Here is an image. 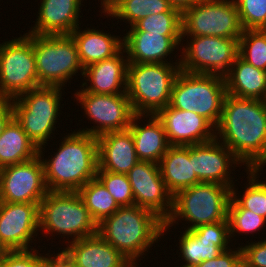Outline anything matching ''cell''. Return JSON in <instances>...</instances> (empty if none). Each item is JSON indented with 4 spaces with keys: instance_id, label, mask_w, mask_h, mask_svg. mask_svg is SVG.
Masks as SVG:
<instances>
[{
    "instance_id": "6da1fadb",
    "label": "cell",
    "mask_w": 266,
    "mask_h": 267,
    "mask_svg": "<svg viewBox=\"0 0 266 267\" xmlns=\"http://www.w3.org/2000/svg\"><path fill=\"white\" fill-rule=\"evenodd\" d=\"M215 138L244 166L246 164V169L263 168L266 165V100L226 94Z\"/></svg>"
},
{
    "instance_id": "7a4b0ae2",
    "label": "cell",
    "mask_w": 266,
    "mask_h": 267,
    "mask_svg": "<svg viewBox=\"0 0 266 267\" xmlns=\"http://www.w3.org/2000/svg\"><path fill=\"white\" fill-rule=\"evenodd\" d=\"M54 156L44 159L38 150L48 191L77 192L96 178L98 169L97 137L75 131L63 137ZM43 158V159H42Z\"/></svg>"
},
{
    "instance_id": "3957f363",
    "label": "cell",
    "mask_w": 266,
    "mask_h": 267,
    "mask_svg": "<svg viewBox=\"0 0 266 267\" xmlns=\"http://www.w3.org/2000/svg\"><path fill=\"white\" fill-rule=\"evenodd\" d=\"M163 229V220L137 205L119 207L97 225V233L132 264L160 241Z\"/></svg>"
},
{
    "instance_id": "277c9868",
    "label": "cell",
    "mask_w": 266,
    "mask_h": 267,
    "mask_svg": "<svg viewBox=\"0 0 266 267\" xmlns=\"http://www.w3.org/2000/svg\"><path fill=\"white\" fill-rule=\"evenodd\" d=\"M174 63L128 64L127 96L134 114L155 115L171 99L172 86L181 71Z\"/></svg>"
},
{
    "instance_id": "5b68a950",
    "label": "cell",
    "mask_w": 266,
    "mask_h": 267,
    "mask_svg": "<svg viewBox=\"0 0 266 267\" xmlns=\"http://www.w3.org/2000/svg\"><path fill=\"white\" fill-rule=\"evenodd\" d=\"M230 198L231 187L214 182H200L179 191L173 196V210L163 232L181 219L190 223L186 230L227 220Z\"/></svg>"
},
{
    "instance_id": "8992f818",
    "label": "cell",
    "mask_w": 266,
    "mask_h": 267,
    "mask_svg": "<svg viewBox=\"0 0 266 267\" xmlns=\"http://www.w3.org/2000/svg\"><path fill=\"white\" fill-rule=\"evenodd\" d=\"M41 230L45 235L56 233L61 238L71 237L70 242H74L97 234V223L78 192L48 191L39 205Z\"/></svg>"
},
{
    "instance_id": "52a82bcc",
    "label": "cell",
    "mask_w": 266,
    "mask_h": 267,
    "mask_svg": "<svg viewBox=\"0 0 266 267\" xmlns=\"http://www.w3.org/2000/svg\"><path fill=\"white\" fill-rule=\"evenodd\" d=\"M226 94L225 77L180 71L172 86L169 105L199 114L216 128Z\"/></svg>"
},
{
    "instance_id": "ba28073f",
    "label": "cell",
    "mask_w": 266,
    "mask_h": 267,
    "mask_svg": "<svg viewBox=\"0 0 266 267\" xmlns=\"http://www.w3.org/2000/svg\"><path fill=\"white\" fill-rule=\"evenodd\" d=\"M62 90L57 86H39L11 100L13 117L38 150H45V143L56 129Z\"/></svg>"
},
{
    "instance_id": "9c48e42d",
    "label": "cell",
    "mask_w": 266,
    "mask_h": 267,
    "mask_svg": "<svg viewBox=\"0 0 266 267\" xmlns=\"http://www.w3.org/2000/svg\"><path fill=\"white\" fill-rule=\"evenodd\" d=\"M30 41L40 86L63 87L78 70L84 75L76 44L70 35L30 34Z\"/></svg>"
},
{
    "instance_id": "30bf717a",
    "label": "cell",
    "mask_w": 266,
    "mask_h": 267,
    "mask_svg": "<svg viewBox=\"0 0 266 267\" xmlns=\"http://www.w3.org/2000/svg\"><path fill=\"white\" fill-rule=\"evenodd\" d=\"M39 86L30 34L0 43V99L13 100Z\"/></svg>"
},
{
    "instance_id": "8fae6325",
    "label": "cell",
    "mask_w": 266,
    "mask_h": 267,
    "mask_svg": "<svg viewBox=\"0 0 266 267\" xmlns=\"http://www.w3.org/2000/svg\"><path fill=\"white\" fill-rule=\"evenodd\" d=\"M243 29L234 0H201L182 11L185 36H215L237 39Z\"/></svg>"
},
{
    "instance_id": "7c38bea8",
    "label": "cell",
    "mask_w": 266,
    "mask_h": 267,
    "mask_svg": "<svg viewBox=\"0 0 266 267\" xmlns=\"http://www.w3.org/2000/svg\"><path fill=\"white\" fill-rule=\"evenodd\" d=\"M181 44V71L225 77L239 55L238 40L215 36H187ZM191 39V40H190ZM183 54V55H182ZM183 56V57H182Z\"/></svg>"
},
{
    "instance_id": "4fadbf2b",
    "label": "cell",
    "mask_w": 266,
    "mask_h": 267,
    "mask_svg": "<svg viewBox=\"0 0 266 267\" xmlns=\"http://www.w3.org/2000/svg\"><path fill=\"white\" fill-rule=\"evenodd\" d=\"M74 96L84 108L85 117L97 124L78 131L95 137L127 130L135 115L127 94H94L81 89Z\"/></svg>"
},
{
    "instance_id": "5bb4252c",
    "label": "cell",
    "mask_w": 266,
    "mask_h": 267,
    "mask_svg": "<svg viewBox=\"0 0 266 267\" xmlns=\"http://www.w3.org/2000/svg\"><path fill=\"white\" fill-rule=\"evenodd\" d=\"M47 193L44 167L39 155L0 169V201L36 203L39 206Z\"/></svg>"
},
{
    "instance_id": "9a60e30c",
    "label": "cell",
    "mask_w": 266,
    "mask_h": 267,
    "mask_svg": "<svg viewBox=\"0 0 266 267\" xmlns=\"http://www.w3.org/2000/svg\"><path fill=\"white\" fill-rule=\"evenodd\" d=\"M126 175L135 205L152 211L165 222L173 210V195L162 179L159 164L138 161Z\"/></svg>"
},
{
    "instance_id": "2e32d148",
    "label": "cell",
    "mask_w": 266,
    "mask_h": 267,
    "mask_svg": "<svg viewBox=\"0 0 266 267\" xmlns=\"http://www.w3.org/2000/svg\"><path fill=\"white\" fill-rule=\"evenodd\" d=\"M229 239L228 219L185 230L179 240V250L186 263L180 267H196L202 261L219 257L229 249Z\"/></svg>"
},
{
    "instance_id": "e0dca14e",
    "label": "cell",
    "mask_w": 266,
    "mask_h": 267,
    "mask_svg": "<svg viewBox=\"0 0 266 267\" xmlns=\"http://www.w3.org/2000/svg\"><path fill=\"white\" fill-rule=\"evenodd\" d=\"M39 231V206L36 203L0 201V239L10 250H31ZM31 240V241H30Z\"/></svg>"
},
{
    "instance_id": "ac0fdd59",
    "label": "cell",
    "mask_w": 266,
    "mask_h": 267,
    "mask_svg": "<svg viewBox=\"0 0 266 267\" xmlns=\"http://www.w3.org/2000/svg\"><path fill=\"white\" fill-rule=\"evenodd\" d=\"M155 115L164 126L170 146H190L215 138V128L194 112L179 110L168 104Z\"/></svg>"
},
{
    "instance_id": "d6986e66",
    "label": "cell",
    "mask_w": 266,
    "mask_h": 267,
    "mask_svg": "<svg viewBox=\"0 0 266 267\" xmlns=\"http://www.w3.org/2000/svg\"><path fill=\"white\" fill-rule=\"evenodd\" d=\"M232 164L243 165L233 152L216 138L192 145V166L200 182H214L232 188L235 186L232 180L234 178L230 175V168H235Z\"/></svg>"
},
{
    "instance_id": "ffe728a7",
    "label": "cell",
    "mask_w": 266,
    "mask_h": 267,
    "mask_svg": "<svg viewBox=\"0 0 266 267\" xmlns=\"http://www.w3.org/2000/svg\"><path fill=\"white\" fill-rule=\"evenodd\" d=\"M122 39L129 64L171 63L165 58L183 42L182 36H163L161 33L139 31L135 26L130 27Z\"/></svg>"
},
{
    "instance_id": "44dd1931",
    "label": "cell",
    "mask_w": 266,
    "mask_h": 267,
    "mask_svg": "<svg viewBox=\"0 0 266 267\" xmlns=\"http://www.w3.org/2000/svg\"><path fill=\"white\" fill-rule=\"evenodd\" d=\"M67 243V247L61 252L74 267H130L132 265L98 233Z\"/></svg>"
},
{
    "instance_id": "7402d4cb",
    "label": "cell",
    "mask_w": 266,
    "mask_h": 267,
    "mask_svg": "<svg viewBox=\"0 0 266 267\" xmlns=\"http://www.w3.org/2000/svg\"><path fill=\"white\" fill-rule=\"evenodd\" d=\"M97 156V170H106L117 174H127L139 161L129 129L98 136Z\"/></svg>"
},
{
    "instance_id": "603a6c76",
    "label": "cell",
    "mask_w": 266,
    "mask_h": 267,
    "mask_svg": "<svg viewBox=\"0 0 266 267\" xmlns=\"http://www.w3.org/2000/svg\"><path fill=\"white\" fill-rule=\"evenodd\" d=\"M122 49L112 58L93 63L84 68L85 82L82 89L94 94H127V75L129 61ZM121 54V55H120ZM89 81V86L86 84ZM86 86V87H84ZM123 88V90H122Z\"/></svg>"
},
{
    "instance_id": "cb8c5ba5",
    "label": "cell",
    "mask_w": 266,
    "mask_h": 267,
    "mask_svg": "<svg viewBox=\"0 0 266 267\" xmlns=\"http://www.w3.org/2000/svg\"><path fill=\"white\" fill-rule=\"evenodd\" d=\"M82 0H42L29 34L70 35L79 26Z\"/></svg>"
},
{
    "instance_id": "d4e9b609",
    "label": "cell",
    "mask_w": 266,
    "mask_h": 267,
    "mask_svg": "<svg viewBox=\"0 0 266 267\" xmlns=\"http://www.w3.org/2000/svg\"><path fill=\"white\" fill-rule=\"evenodd\" d=\"M146 119L147 124L137 123L141 118ZM139 120V121H138ZM135 144L136 155L139 161H149L158 164L167 152L168 143L164 126L156 115H138L132 117L128 128Z\"/></svg>"
},
{
    "instance_id": "484cf974",
    "label": "cell",
    "mask_w": 266,
    "mask_h": 267,
    "mask_svg": "<svg viewBox=\"0 0 266 267\" xmlns=\"http://www.w3.org/2000/svg\"><path fill=\"white\" fill-rule=\"evenodd\" d=\"M158 164L162 179L173 196L200 183L192 166V145L170 146Z\"/></svg>"
},
{
    "instance_id": "4316f807",
    "label": "cell",
    "mask_w": 266,
    "mask_h": 267,
    "mask_svg": "<svg viewBox=\"0 0 266 267\" xmlns=\"http://www.w3.org/2000/svg\"><path fill=\"white\" fill-rule=\"evenodd\" d=\"M78 26L70 36L74 40L83 68L114 57L123 49V39L102 30L84 29ZM119 37V38H118Z\"/></svg>"
},
{
    "instance_id": "83f0119b",
    "label": "cell",
    "mask_w": 266,
    "mask_h": 267,
    "mask_svg": "<svg viewBox=\"0 0 266 267\" xmlns=\"http://www.w3.org/2000/svg\"><path fill=\"white\" fill-rule=\"evenodd\" d=\"M225 82L229 95L266 100V71L255 68L239 55L225 76Z\"/></svg>"
},
{
    "instance_id": "f1b7e54d",
    "label": "cell",
    "mask_w": 266,
    "mask_h": 267,
    "mask_svg": "<svg viewBox=\"0 0 266 267\" xmlns=\"http://www.w3.org/2000/svg\"><path fill=\"white\" fill-rule=\"evenodd\" d=\"M37 155V146L12 117L0 135V168L28 161Z\"/></svg>"
},
{
    "instance_id": "f546056e",
    "label": "cell",
    "mask_w": 266,
    "mask_h": 267,
    "mask_svg": "<svg viewBox=\"0 0 266 267\" xmlns=\"http://www.w3.org/2000/svg\"><path fill=\"white\" fill-rule=\"evenodd\" d=\"M182 12L173 7L168 0H117L105 13L106 17L125 20L130 27L141 19L157 13ZM108 15V16H107ZM127 20V22H126Z\"/></svg>"
},
{
    "instance_id": "4dcf8cb0",
    "label": "cell",
    "mask_w": 266,
    "mask_h": 267,
    "mask_svg": "<svg viewBox=\"0 0 266 267\" xmlns=\"http://www.w3.org/2000/svg\"><path fill=\"white\" fill-rule=\"evenodd\" d=\"M77 192L97 225L119 209L113 196L97 177L88 181Z\"/></svg>"
},
{
    "instance_id": "1f68e13d",
    "label": "cell",
    "mask_w": 266,
    "mask_h": 267,
    "mask_svg": "<svg viewBox=\"0 0 266 267\" xmlns=\"http://www.w3.org/2000/svg\"><path fill=\"white\" fill-rule=\"evenodd\" d=\"M263 169H248V180L243 196H237L234 186L231 188V197L244 209L253 211L254 213L266 218V181H259V171Z\"/></svg>"
},
{
    "instance_id": "d6a6232c",
    "label": "cell",
    "mask_w": 266,
    "mask_h": 267,
    "mask_svg": "<svg viewBox=\"0 0 266 267\" xmlns=\"http://www.w3.org/2000/svg\"><path fill=\"white\" fill-rule=\"evenodd\" d=\"M238 46L244 61L266 71V29L243 30Z\"/></svg>"
},
{
    "instance_id": "836d02e7",
    "label": "cell",
    "mask_w": 266,
    "mask_h": 267,
    "mask_svg": "<svg viewBox=\"0 0 266 267\" xmlns=\"http://www.w3.org/2000/svg\"><path fill=\"white\" fill-rule=\"evenodd\" d=\"M227 219L229 222V235L240 233H253L259 231L262 227H266V218L254 213L251 210L242 208L232 197L228 205ZM236 232V233H235Z\"/></svg>"
},
{
    "instance_id": "e575fe53",
    "label": "cell",
    "mask_w": 266,
    "mask_h": 267,
    "mask_svg": "<svg viewBox=\"0 0 266 267\" xmlns=\"http://www.w3.org/2000/svg\"><path fill=\"white\" fill-rule=\"evenodd\" d=\"M134 26L139 31L161 33L163 36H182V12L151 14Z\"/></svg>"
},
{
    "instance_id": "d590c367",
    "label": "cell",
    "mask_w": 266,
    "mask_h": 267,
    "mask_svg": "<svg viewBox=\"0 0 266 267\" xmlns=\"http://www.w3.org/2000/svg\"><path fill=\"white\" fill-rule=\"evenodd\" d=\"M96 177L104 184L119 207L135 205L130 181L126 174L97 170Z\"/></svg>"
},
{
    "instance_id": "8d00e7d4",
    "label": "cell",
    "mask_w": 266,
    "mask_h": 267,
    "mask_svg": "<svg viewBox=\"0 0 266 267\" xmlns=\"http://www.w3.org/2000/svg\"><path fill=\"white\" fill-rule=\"evenodd\" d=\"M243 30L266 29V0H234Z\"/></svg>"
},
{
    "instance_id": "74e56055",
    "label": "cell",
    "mask_w": 266,
    "mask_h": 267,
    "mask_svg": "<svg viewBox=\"0 0 266 267\" xmlns=\"http://www.w3.org/2000/svg\"><path fill=\"white\" fill-rule=\"evenodd\" d=\"M37 249L9 251L1 260L0 267H43L47 254Z\"/></svg>"
},
{
    "instance_id": "f35d334b",
    "label": "cell",
    "mask_w": 266,
    "mask_h": 267,
    "mask_svg": "<svg viewBox=\"0 0 266 267\" xmlns=\"http://www.w3.org/2000/svg\"><path fill=\"white\" fill-rule=\"evenodd\" d=\"M248 244L241 247L243 264L246 267H266V239Z\"/></svg>"
},
{
    "instance_id": "ab89813d",
    "label": "cell",
    "mask_w": 266,
    "mask_h": 267,
    "mask_svg": "<svg viewBox=\"0 0 266 267\" xmlns=\"http://www.w3.org/2000/svg\"><path fill=\"white\" fill-rule=\"evenodd\" d=\"M242 263V249L240 246L237 247L236 251L229 247L219 257L202 261L196 267H239Z\"/></svg>"
},
{
    "instance_id": "60d3db41",
    "label": "cell",
    "mask_w": 266,
    "mask_h": 267,
    "mask_svg": "<svg viewBox=\"0 0 266 267\" xmlns=\"http://www.w3.org/2000/svg\"><path fill=\"white\" fill-rule=\"evenodd\" d=\"M56 255L50 256L47 253L43 267H74L61 251L56 253Z\"/></svg>"
},
{
    "instance_id": "b9f144b4",
    "label": "cell",
    "mask_w": 266,
    "mask_h": 267,
    "mask_svg": "<svg viewBox=\"0 0 266 267\" xmlns=\"http://www.w3.org/2000/svg\"><path fill=\"white\" fill-rule=\"evenodd\" d=\"M13 117V110L11 100L0 99V135L8 123V121Z\"/></svg>"
},
{
    "instance_id": "7bdbcfd3",
    "label": "cell",
    "mask_w": 266,
    "mask_h": 267,
    "mask_svg": "<svg viewBox=\"0 0 266 267\" xmlns=\"http://www.w3.org/2000/svg\"><path fill=\"white\" fill-rule=\"evenodd\" d=\"M168 1L173 7L183 11L184 9L193 6L194 4H196L201 0H168Z\"/></svg>"
},
{
    "instance_id": "ee69618b",
    "label": "cell",
    "mask_w": 266,
    "mask_h": 267,
    "mask_svg": "<svg viewBox=\"0 0 266 267\" xmlns=\"http://www.w3.org/2000/svg\"><path fill=\"white\" fill-rule=\"evenodd\" d=\"M117 0H101L102 13H106L108 9L116 2Z\"/></svg>"
},
{
    "instance_id": "f6af8a7d",
    "label": "cell",
    "mask_w": 266,
    "mask_h": 267,
    "mask_svg": "<svg viewBox=\"0 0 266 267\" xmlns=\"http://www.w3.org/2000/svg\"><path fill=\"white\" fill-rule=\"evenodd\" d=\"M10 250L3 244L0 239V260L9 252Z\"/></svg>"
},
{
    "instance_id": "bcb514c9",
    "label": "cell",
    "mask_w": 266,
    "mask_h": 267,
    "mask_svg": "<svg viewBox=\"0 0 266 267\" xmlns=\"http://www.w3.org/2000/svg\"><path fill=\"white\" fill-rule=\"evenodd\" d=\"M138 265L137 264H132L130 267H137Z\"/></svg>"
},
{
    "instance_id": "7dc6e473",
    "label": "cell",
    "mask_w": 266,
    "mask_h": 267,
    "mask_svg": "<svg viewBox=\"0 0 266 267\" xmlns=\"http://www.w3.org/2000/svg\"><path fill=\"white\" fill-rule=\"evenodd\" d=\"M239 267H246L243 263Z\"/></svg>"
}]
</instances>
